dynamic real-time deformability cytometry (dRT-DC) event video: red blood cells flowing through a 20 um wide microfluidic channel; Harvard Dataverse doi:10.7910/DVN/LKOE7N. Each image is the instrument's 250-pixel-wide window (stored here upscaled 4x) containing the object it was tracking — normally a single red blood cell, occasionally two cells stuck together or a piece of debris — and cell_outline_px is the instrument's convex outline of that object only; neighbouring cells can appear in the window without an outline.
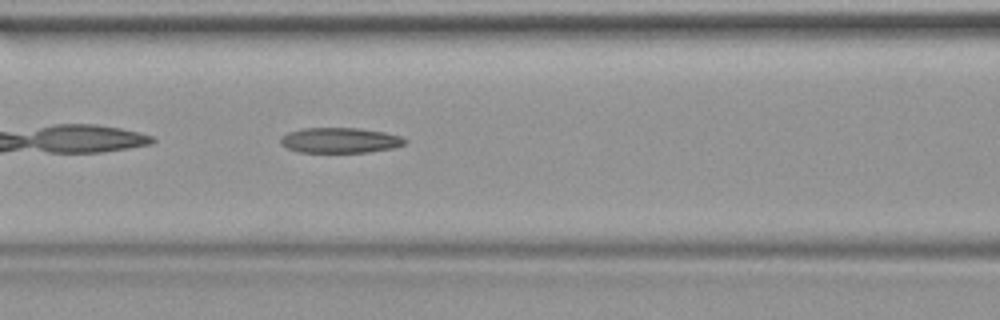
{"species": "common noctule bat (a hibernating species)", "species_latin": "Nyctalus noctula", "temperature_condition": "warm", "stored_images_in_passage": 28, "camera_frame_rate_fps": 3000, "um_per_image_px": 0.085, "animal": {"sex": "female", "body_mass_g": 19.9}, "frame": {"image": 1, "passage_image": 5, "time_ms": 1.333, "image_size_px": [1000, 320], "cell_outline_px": [[408, 140], [404, 144], [392, 148], [368, 152], [296, 152], [280, 144], [280, 136], [288, 132], [304, 128], [360, 128], [384, 132], [404, 136]], "centroid_in_image_um": [28.9, 11.92], "position_along_channel_um": 137.7, "area_um2": 18.5}}